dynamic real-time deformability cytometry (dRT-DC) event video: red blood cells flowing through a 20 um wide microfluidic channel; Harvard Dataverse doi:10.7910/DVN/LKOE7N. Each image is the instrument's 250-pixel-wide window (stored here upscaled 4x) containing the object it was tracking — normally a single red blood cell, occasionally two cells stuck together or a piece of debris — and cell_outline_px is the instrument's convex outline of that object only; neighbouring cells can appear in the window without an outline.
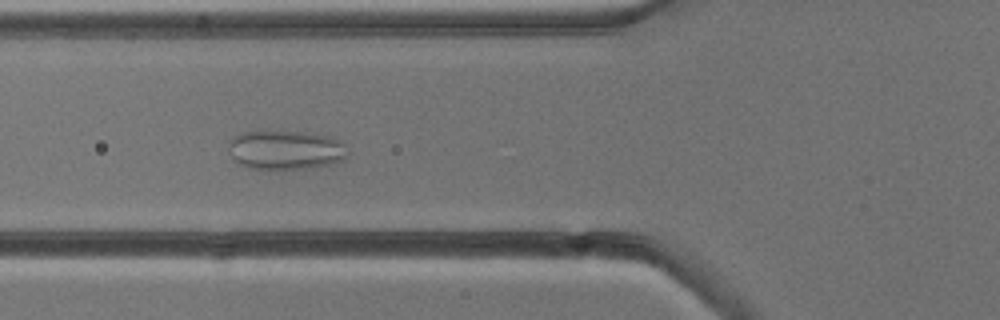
{"species": "common noctule bat (a hibernating species)", "species_latin": "Nyctalus noctula", "temperature_condition": "cold", "stored_images_in_passage": 8, "camera_frame_rate_fps": 3000, "um_per_image_px": 0.085, "animal": {"sex": "male", "body_mass_g": 13.3}, "frame": {"image": 1, "passage_image": 5, "time_ms": 4.667, "image_size_px": [1000, 320], "cell_outline_px": [[348, 156], [344, 160], [328, 164], [304, 168], [248, 168], [240, 164], [232, 156], [228, 148], [228, 140], [232, 136], [244, 132], [304, 132], [328, 136], [340, 140], [344, 144], [348, 152]], "centroid_in_image_um": [24.28, 12.73], "position_along_channel_um": 101.5, "area_um2": 26.88}}